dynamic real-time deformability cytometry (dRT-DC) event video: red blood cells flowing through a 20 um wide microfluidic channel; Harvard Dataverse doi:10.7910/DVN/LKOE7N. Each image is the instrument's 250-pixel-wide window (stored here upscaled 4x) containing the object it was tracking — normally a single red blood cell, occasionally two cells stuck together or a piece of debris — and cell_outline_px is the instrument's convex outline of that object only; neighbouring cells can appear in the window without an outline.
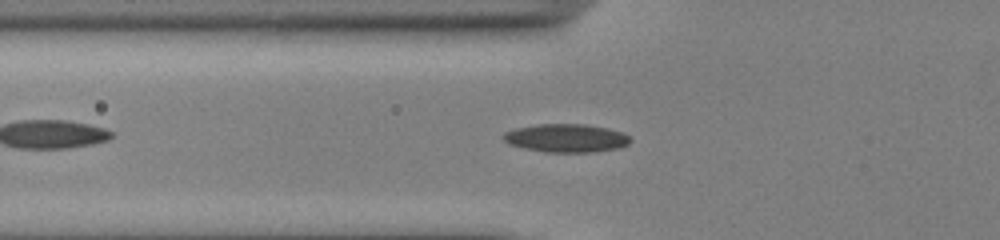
{"species": "common noctule bat (a hibernating species)", "species_latin": "Nyctalus noctula", "temperature_condition": "cold", "stored_images_in_passage": 41, "camera_frame_rate_fps": 3000, "um_per_image_px": 0.085, "animal": {"sex": "male", "body_mass_g": 13.0, "forearm_length_mm": 53.1}, "frame": {"image": 1, "passage_image": 7, "time_ms": 2.0, "image_size_px": [1000, 240], "cell_outline_px": [[632, 140], [628, 144], [620, 148], [596, 152], [544, 152], [524, 148], [508, 144], [500, 136], [504, 132], [516, 128], [536, 124], [584, 124], [608, 128], [624, 132]], "centroid_in_image_um": [48.13, 11.74], "position_along_channel_um": 77.7, "area_um2": 21.21}}
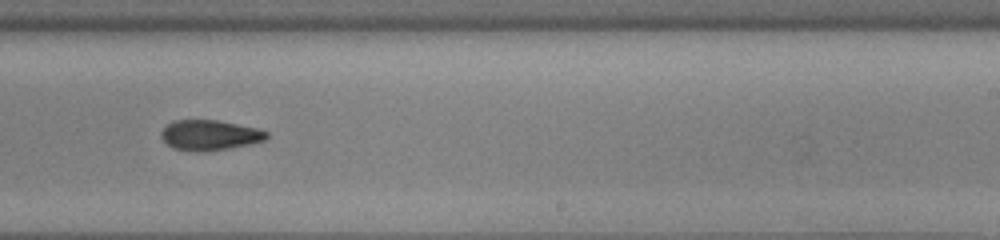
{"frame": {"image": 2, "passage_image": 22, "time_ms": 7.0, "image_size_px": [1000, 240], "cell_outline_px": [[268, 136], [264, 140], [248, 144], [228, 148], [204, 152], [172, 148], [160, 136], [160, 132], [172, 120], [220, 120], [256, 128], [268, 132]], "centroid_in_image_um": [17.8, 11.47], "position_along_channel_um": 271.2, "area_um2": 18.44}}
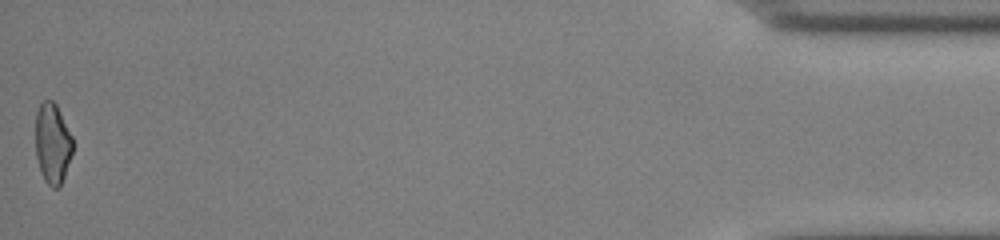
{"frame": {"image": 3, "passage_image": 41, "time_ms": 13.333, "image_size_px": [1000, 240], "cell_outline_px": [[72, 152], [60, 188], [52, 188], [44, 180], [36, 156], [36, 112], [40, 104], [44, 100], [52, 100], [56, 104], [72, 136]], "centroid_in_image_um": [4.46, 12.19], "position_along_channel_um": 430.7, "area_um2": 17.28}, "authors_computed_cell_mechanics": {"area_um2": 18.8428, "velocity_mm_per_s": 3.8736, "shape_relaxation_time_tau1_ms": 5.6799, "shape_relaxation_time_tau2_ms": 3.6867, "deformation_change_tau1": 0.1307, "deformation_change_tau2": 0.0922}}